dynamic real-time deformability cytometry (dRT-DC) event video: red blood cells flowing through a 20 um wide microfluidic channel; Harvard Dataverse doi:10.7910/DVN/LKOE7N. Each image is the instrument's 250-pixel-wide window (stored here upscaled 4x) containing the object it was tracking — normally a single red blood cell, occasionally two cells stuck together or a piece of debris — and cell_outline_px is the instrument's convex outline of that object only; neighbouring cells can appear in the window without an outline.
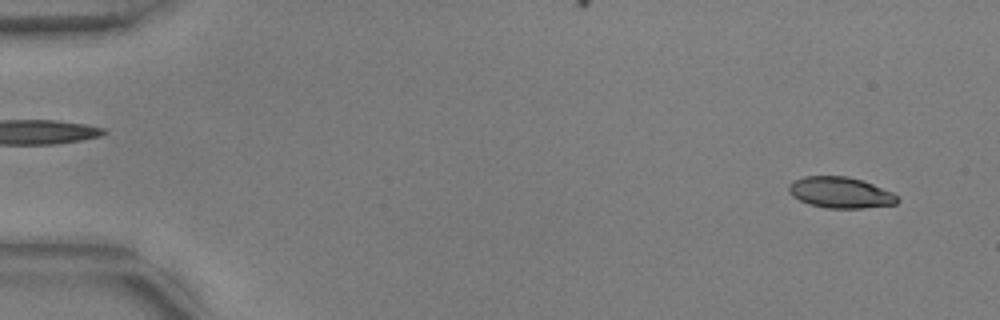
{"species": "common noctule bat (a hibernating species)", "species_latin": "Nyctalus noctula", "temperature_condition": "warm", "stored_images_in_passage": 16, "camera_frame_rate_fps": 3000, "um_per_image_px": 0.085, "animal": {"sex": "male", "body_mass_g": 17.9, "forearm_length_mm": 54.2}, "frame": {"image": 1, "passage_image": 3, "time_ms": 0.667, "image_size_px": [1000, 320], "cell_outline_px": [[900, 200], [896, 204], [864, 208], [828, 208], [808, 204], [792, 196], [788, 192], [788, 184], [804, 176], [848, 176], [872, 184], [892, 192]], "centroid_in_image_um": [71.42, 16.37], "position_along_channel_um": 13.6, "area_um2": 19.59}}
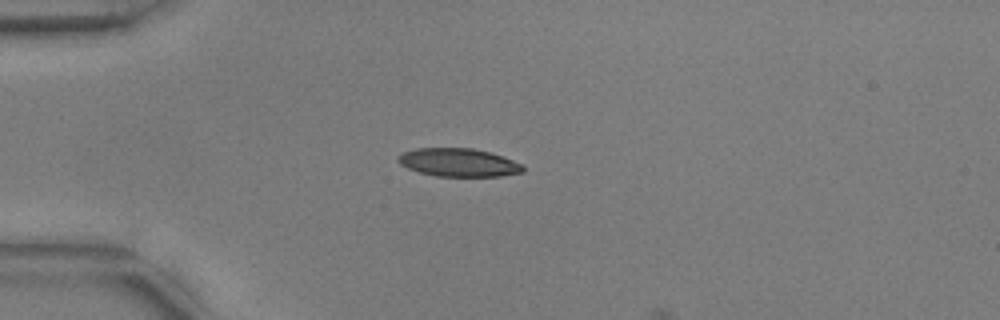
{"frame": {"image": 2, "passage_image": 14, "time_ms": 4.333, "image_size_px": [1000, 320], "cell_outline_px": [[524, 172], [500, 176], [436, 176], [420, 172], [408, 168], [400, 164], [396, 160], [396, 156], [404, 152], [416, 148], [472, 148], [492, 152], [524, 164]], "centroid_in_image_um": [39.0, 13.8], "position_along_channel_um": 46.0, "area_um2": 20.69}}